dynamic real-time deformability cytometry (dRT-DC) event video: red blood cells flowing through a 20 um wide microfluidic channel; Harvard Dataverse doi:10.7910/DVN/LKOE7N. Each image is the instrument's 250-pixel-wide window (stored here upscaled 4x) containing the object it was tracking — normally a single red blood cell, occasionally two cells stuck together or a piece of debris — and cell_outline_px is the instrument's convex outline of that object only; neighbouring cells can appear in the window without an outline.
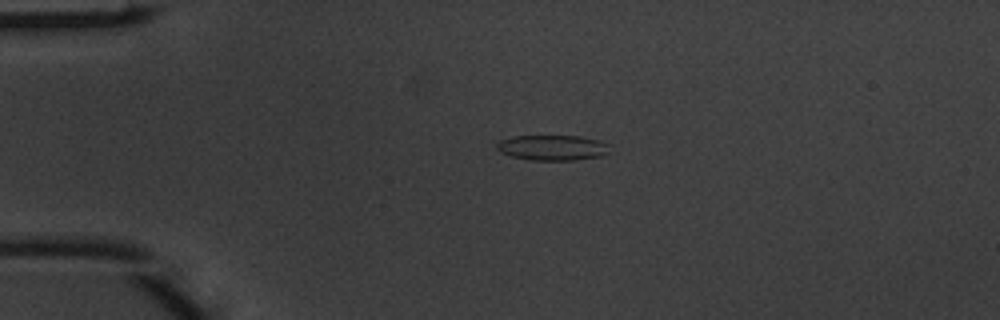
{"species": "common noctule bat (a hibernating species)", "species_latin": "Nyctalus noctula", "temperature_condition": "warm", "stored_images_in_passage": 2, "camera_frame_rate_fps": 3000, "um_per_image_px": 0.085, "animal": {"sex": "male", "body_mass_g": 20.1, "forearm_length_mm": 53.5}, "frame": {"image": 1, "passage_image": 1, "time_ms": 0.0, "image_size_px": [1000, 320], "cell_outline_px": [[612, 152], [600, 156], [576, 160], [528, 160], [512, 156], [500, 152], [496, 148], [496, 144], [500, 140], [512, 136], [580, 136], [612, 144]], "centroid_in_image_um": [47.01, 12.55], "position_along_channel_um": 38.0, "area_um2": 16.94}}